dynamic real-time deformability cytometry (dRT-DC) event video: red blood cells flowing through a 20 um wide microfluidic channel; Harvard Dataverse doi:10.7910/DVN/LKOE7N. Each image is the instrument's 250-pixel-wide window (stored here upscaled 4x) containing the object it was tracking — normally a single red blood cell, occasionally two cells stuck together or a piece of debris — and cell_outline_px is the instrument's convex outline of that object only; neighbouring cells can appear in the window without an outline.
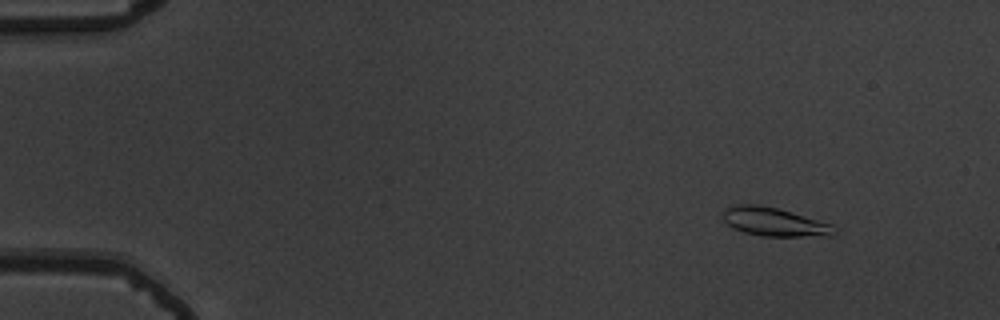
{"species": "common noctule bat (a hibernating species)", "species_latin": "Nyctalus noctula", "temperature_condition": "warm", "stored_images_in_passage": 54, "camera_frame_rate_fps": 3000, "um_per_image_px": 0.085, "animal": {"sex": "male", "body_mass_g": 19.5, "forearm_length_mm": 54.6}, "frame": {"image": 1, "passage_image": 6, "time_ms": 1.667, "image_size_px": [1000, 320], "cell_outline_px": [[836, 232], [832, 236], [760, 236], [744, 232], [732, 228], [724, 220], [724, 208], [736, 204], [756, 204], [776, 208], [792, 212], [832, 224]], "centroid_in_image_um": [65.81, 18.86], "position_along_channel_um": 19.2, "area_um2": 18.5}}
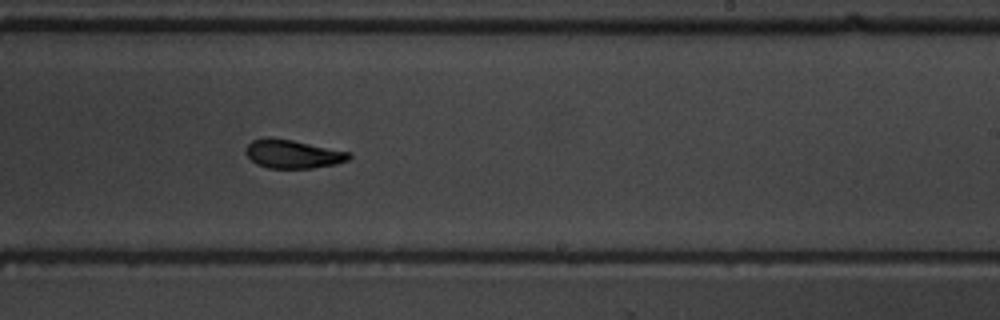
{"frame": {"image": 2, "passage_image": 34, "time_ms": 11.0, "image_size_px": [1000, 320], "cell_outline_px": [[352, 156], [348, 160], [336, 164], [312, 168], [268, 168], [256, 164], [244, 152], [248, 144], [252, 140], [268, 136], [292, 140], [352, 152]], "centroid_in_image_um": [24.89, 13.08], "position_along_channel_um": 264.1, "area_um2": 17.34}}
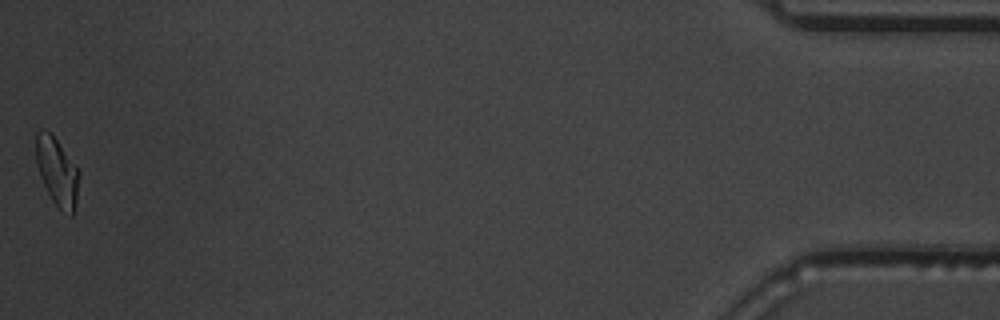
{"frame": {"image": 3, "passage_image": 54, "time_ms": 17.667, "image_size_px": [1000, 320], "cell_outline_px": [[80, 172], [76, 200], [72, 216], [60, 208], [52, 200], [40, 176], [36, 164], [36, 132], [52, 132]], "centroid_in_image_um": [4.85, 14.56], "position_along_channel_um": 430.3, "area_um2": 16.76}, "authors_computed_cell_mechanics": {"area_um2": 17.3689, "velocity_mm_per_s": 3.8143, "shape_relaxation_time_tau1_ms": 3.4885, "shape_relaxation_time_tau2_ms": 1.8407, "deformation_change_tau1": 0.1514, "deformation_change_tau2": 0.0625}}